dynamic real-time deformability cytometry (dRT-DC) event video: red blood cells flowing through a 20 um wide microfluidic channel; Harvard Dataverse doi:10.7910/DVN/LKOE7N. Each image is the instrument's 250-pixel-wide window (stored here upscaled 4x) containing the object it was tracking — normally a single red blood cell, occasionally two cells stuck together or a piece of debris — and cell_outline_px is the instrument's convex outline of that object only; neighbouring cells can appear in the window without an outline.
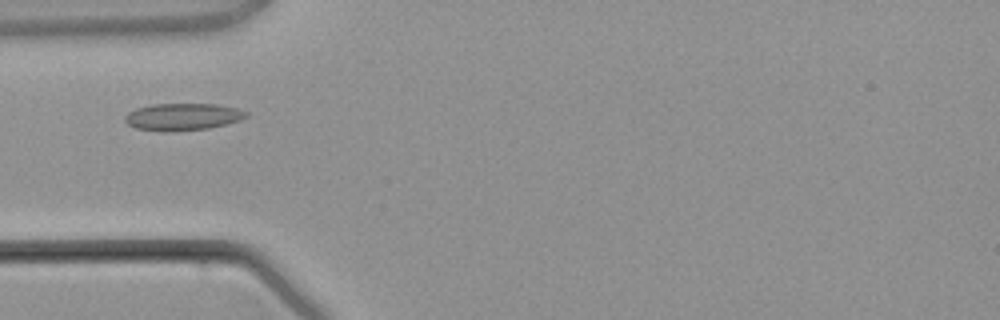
{"species": "common noctule bat (a hibernating species)", "species_latin": "Nyctalus noctula", "temperature_condition": "warm", "stored_images_in_passage": 5, "camera_frame_rate_fps": 3000, "um_per_image_px": 0.085, "animal": {"sex": "male", "body_mass_g": 21.5, "forearm_length_mm": 52.0}, "frame": {"image": 1, "passage_image": 5, "time_ms": 5.667, "image_size_px": [1000, 320], "cell_outline_px": [[248, 116], [240, 120], [208, 128], [172, 132], [164, 132], [136, 128], [128, 124], [124, 120], [124, 116], [128, 112], [136, 108], [152, 104], [216, 104], [236, 108], [248, 112]], "centroid_in_image_um": [15.5, 9.93], "position_along_channel_um": 69.5, "area_um2": 19.19}}